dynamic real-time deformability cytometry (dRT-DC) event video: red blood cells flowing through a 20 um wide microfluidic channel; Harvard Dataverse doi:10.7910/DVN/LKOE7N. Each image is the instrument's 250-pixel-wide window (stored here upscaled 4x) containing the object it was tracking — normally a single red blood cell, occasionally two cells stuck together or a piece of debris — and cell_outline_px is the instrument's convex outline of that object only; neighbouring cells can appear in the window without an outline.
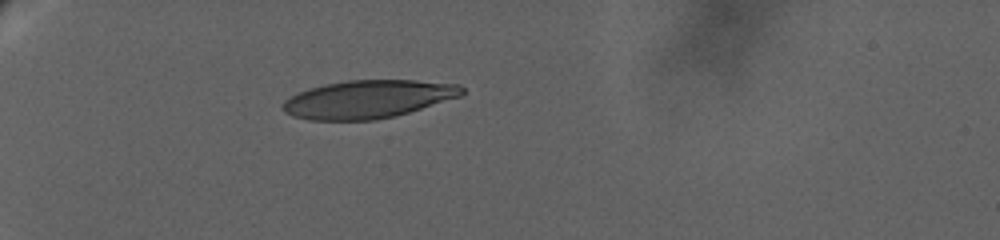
{"species": "human", "species_latin": "Homo sapiens", "temperature_condition": "warm", "stored_images_in_passage": 50, "camera_frame_rate_fps": 3000, "um_per_image_px": 0.085, "donor": {"sex": "female"}, "frame": {"image": 1, "passage_image": 1, "time_ms": 0.0, "image_size_px": [1000, 240], "cell_outline_px": [[464, 92], [460, 96], [396, 116], [376, 120], [308, 120], [292, 116], [284, 112], [280, 108], [284, 100], [308, 88], [324, 84], [348, 80], [416, 80], [460, 84], [464, 88]], "centroid_in_image_um": [31.26, 8.43], "position_along_channel_um": 53.7, "area_um2": 39.82}}
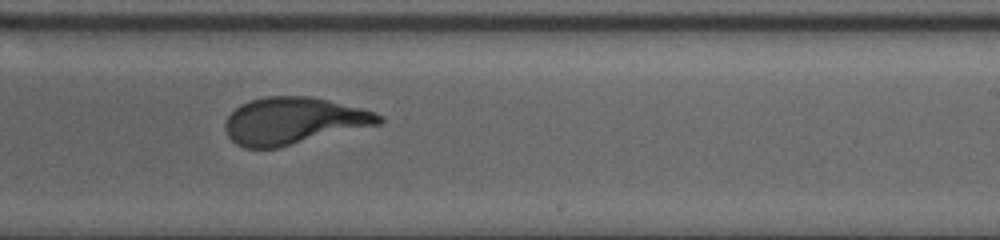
{"frame": {"image": 2, "passage_image": 26, "time_ms": 9.0, "image_size_px": [1000, 240], "cell_outline_px": [[384, 120], [380, 124], [276, 148], [244, 148], [236, 144], [228, 136], [224, 128], [224, 124], [228, 116], [240, 104], [252, 100], [268, 96], [308, 96], [328, 100], [360, 108], [384, 116]], "centroid_in_image_um": [24.93, 10.27], "position_along_channel_um": 264.1, "area_um2": 41.73}}
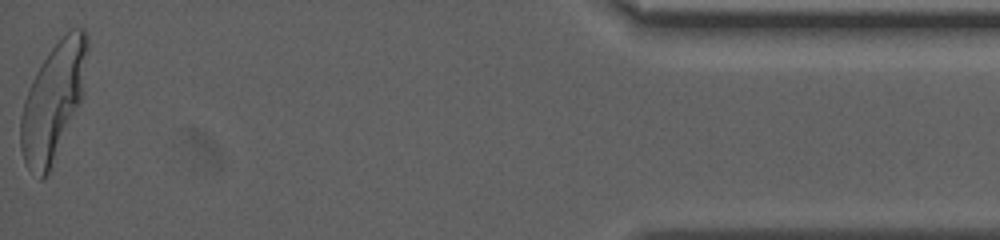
{"frame": {"image": 3, "passage_image": 50, "time_ms": 17.333, "image_size_px": [1000, 240], "cell_outline_px": [[88, 48], [80, 100], [48, 172], [44, 180], [40, 180], [28, 168], [24, 160], [20, 148], [20, 116], [24, 100], [28, 88], [36, 72], [48, 52], [72, 28], [84, 28], [88, 36]], "centroid_in_image_um": [4.48, 8.61], "position_along_channel_um": 430.7, "area_um2": 44.16}}